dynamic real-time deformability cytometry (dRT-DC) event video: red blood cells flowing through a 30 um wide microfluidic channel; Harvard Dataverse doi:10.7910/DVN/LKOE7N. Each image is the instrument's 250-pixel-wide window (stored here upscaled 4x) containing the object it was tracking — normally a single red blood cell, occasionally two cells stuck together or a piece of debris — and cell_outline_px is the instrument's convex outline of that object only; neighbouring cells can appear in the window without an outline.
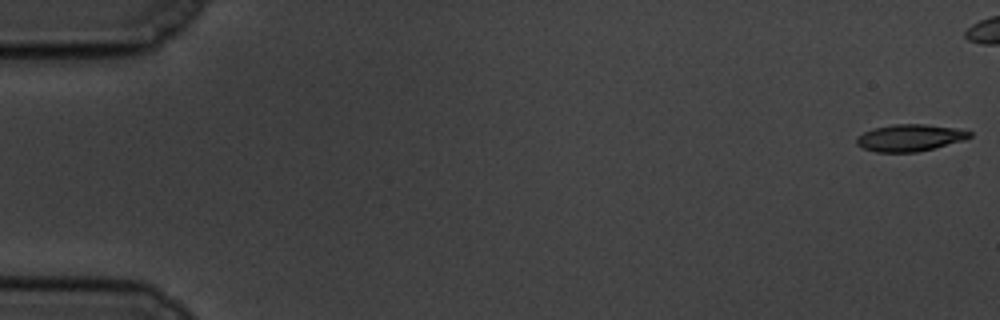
{"species": "common noctule bat (a hibernating species)", "species_latin": "Nyctalus noctula", "temperature_condition": "cold", "stored_images_in_passage": 51, "camera_frame_rate_fps": 3000, "um_per_image_px": 0.085, "animal": {"sex": "male", "body_mass_g": 19.5, "forearm_length_mm": 54.6}, "frame": {"image": 1, "passage_image": 1, "time_ms": 0.0, "image_size_px": [1000, 320], "cell_outline_px": [[972, 136], [964, 140], [936, 148], [916, 152], [876, 152], [864, 148], [856, 144], [856, 136], [872, 128], [892, 124], [924, 124], [952, 128], [972, 132]], "centroid_in_image_um": [77.31, 11.71], "position_along_channel_um": 7.7, "area_um2": 17.74}}
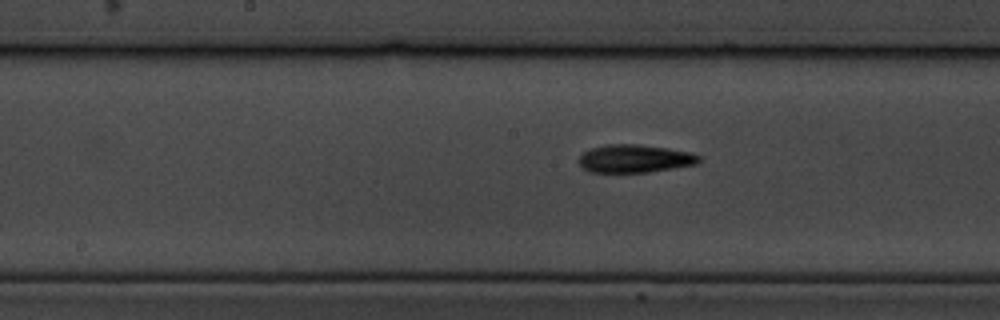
{"frame": {"image": 2, "passage_image": 30, "time_ms": 9.667, "image_size_px": [1000, 320], "cell_outline_px": [[700, 164], [648, 172], [592, 172], [584, 168], [580, 164], [580, 156], [588, 148], [608, 144], [640, 144], [668, 148], [688, 152], [700, 156]], "centroid_in_image_um": [53.98, 13.47], "position_along_channel_um": 194.2, "area_um2": 19.59}}
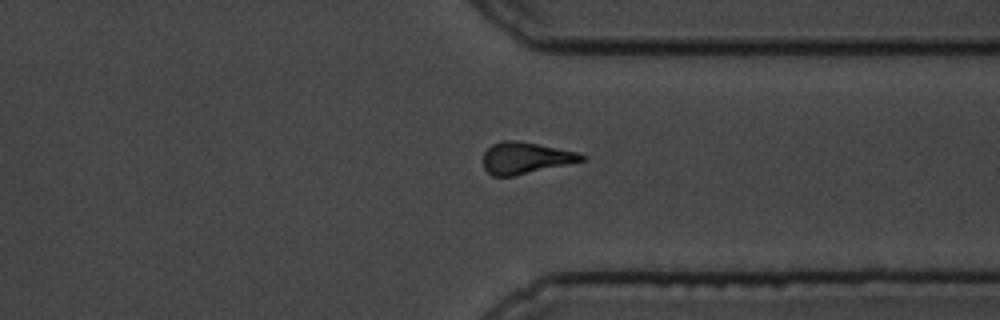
{"frame": {"image": 3, "passage_image": 45, "time_ms": 14.667, "image_size_px": [1000, 320], "cell_outline_px": [[588, 156], [584, 160], [568, 164], [512, 176], [492, 176], [484, 168], [484, 152], [492, 144], [500, 140], [516, 140], [580, 152]], "centroid_in_image_um": [44.68, 13.41], "position_along_channel_um": 366.7, "area_um2": 18.09}}